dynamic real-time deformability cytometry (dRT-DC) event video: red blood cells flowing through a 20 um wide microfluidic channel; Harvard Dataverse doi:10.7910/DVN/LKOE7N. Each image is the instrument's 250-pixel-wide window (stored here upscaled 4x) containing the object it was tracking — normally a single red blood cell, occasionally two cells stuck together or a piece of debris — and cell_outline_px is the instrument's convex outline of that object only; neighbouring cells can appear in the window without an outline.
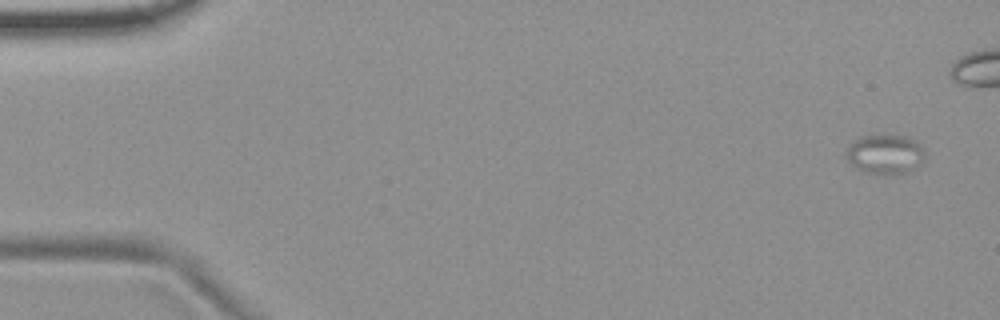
{"species": "common noctule bat (a hibernating species)", "species_latin": "Nyctalus noctula", "temperature_condition": "room temperature", "stored_images_in_passage": 41, "camera_frame_rate_fps": 3000, "um_per_image_px": 0.085, "animal": {"sex": "female", "body_mass_g": 19.9}, "frame": {"image": 1, "passage_image": 1, "time_ms": 0.0, "image_size_px": [1000, 320], "cell_outline_px": [[924, 160], [920, 164], [904, 172], [868, 172], [856, 168], [848, 160], [848, 148], [852, 140], [860, 136], [884, 132], [908, 136], [916, 140], [924, 148]], "centroid_in_image_um": [75.26, 13.0], "position_along_channel_um": 9.7, "area_um2": 18.15}}
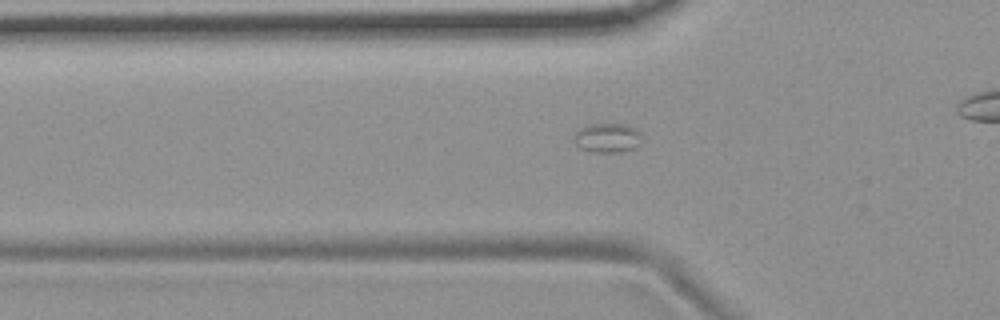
{"frame": {"image": 2, "passage_image": 17, "time_ms": 5.333, "image_size_px": [1000, 320], "cell_outline_px": [[640, 144], [624, 152], [592, 152], [580, 148], [572, 140], [572, 136], [580, 128], [592, 124], [628, 124], [636, 128], [640, 132]], "centroid_in_image_um": [51.61, 11.72], "position_along_channel_um": 74.2, "area_um2": 11.73}}
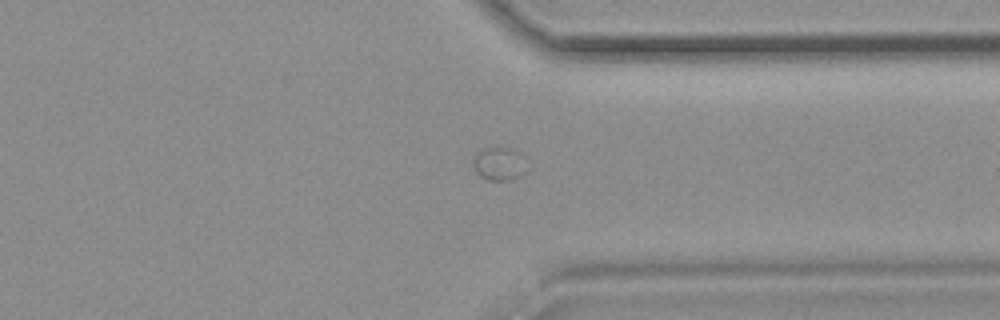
{"frame": {"image": 3, "passage_image": 41, "time_ms": 13.333, "image_size_px": [1000, 320], "cell_outline_px": [[524, 172], [520, 176], [512, 180], [488, 180], [480, 176], [476, 172], [472, 164], [472, 156], [476, 152], [484, 148], [496, 144], [516, 148], [520, 152]], "centroid_in_image_um": [42.35, 13.85], "position_along_channel_um": 369.0, "area_um2": 10.81}}